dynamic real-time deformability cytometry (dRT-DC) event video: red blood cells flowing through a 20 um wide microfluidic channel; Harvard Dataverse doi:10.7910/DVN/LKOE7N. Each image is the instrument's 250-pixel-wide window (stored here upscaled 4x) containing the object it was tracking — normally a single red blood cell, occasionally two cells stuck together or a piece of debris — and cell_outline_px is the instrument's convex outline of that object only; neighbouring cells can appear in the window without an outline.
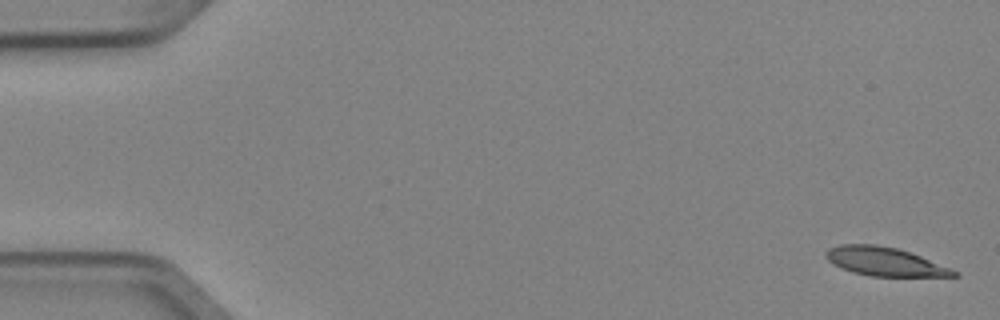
{"species": "Egyptian fruit bat (a non-hibernating species)", "species_latin": "Rousettus aegyptiacus", "temperature_condition": "cold", "stored_images_in_passage": 4, "camera_frame_rate_fps": 3000, "um_per_image_px": 0.085, "animal": {"sex": "female"}, "frame": {"image": 1, "passage_image": 1, "time_ms": 0.0, "image_size_px": [1000, 320], "cell_outline_px": [[960, 276], [872, 276], [852, 272], [832, 264], [824, 256], [824, 252], [828, 248], [840, 244], [876, 244], [896, 248], [920, 256], [952, 268], [960, 272]], "centroid_in_image_um": [75.18, 22.23], "position_along_channel_um": 9.8, "area_um2": 21.39}}
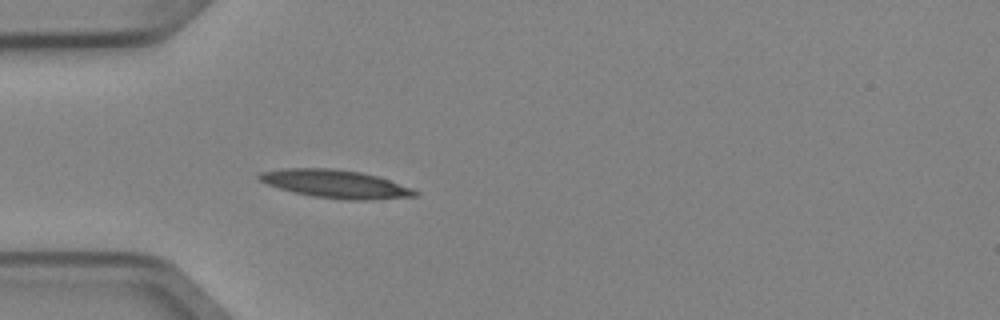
{"frame": {"image": 2, "passage_image": 4, "time_ms": 1.0, "image_size_px": [1000, 320], "cell_outline_px": [[420, 192], [416, 196], [372, 200], [348, 200], [312, 196], [292, 192], [268, 184], [260, 180], [256, 176], [260, 172], [284, 168], [332, 168], [360, 172], [376, 176], [412, 188]], "centroid_in_image_um": [28.52, 15.64], "position_along_channel_um": 56.5, "area_um2": 25.43}}